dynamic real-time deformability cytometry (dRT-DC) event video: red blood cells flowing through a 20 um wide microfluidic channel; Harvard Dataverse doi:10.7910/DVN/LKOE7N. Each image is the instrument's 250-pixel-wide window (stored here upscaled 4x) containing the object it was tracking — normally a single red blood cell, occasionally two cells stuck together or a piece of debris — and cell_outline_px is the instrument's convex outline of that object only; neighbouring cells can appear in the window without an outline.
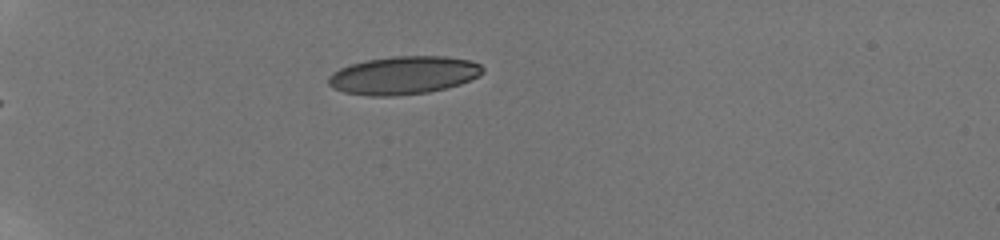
{"species": "human", "species_latin": "Homo sapiens", "temperature_condition": "room temperature", "stored_images_in_passage": 39, "camera_frame_rate_fps": 3000, "um_per_image_px": 0.085, "donor": {"sex": "male"}, "frame": {"image": 1, "passage_image": 1, "time_ms": 0.0, "image_size_px": [1000, 240], "cell_outline_px": [[484, 72], [480, 76], [460, 84], [428, 92], [392, 96], [372, 96], [344, 92], [332, 88], [328, 84], [328, 76], [332, 72], [340, 68], [364, 60], [392, 56], [444, 56], [468, 60], [480, 64], [484, 68]], "centroid_in_image_um": [34.29, 6.39], "position_along_channel_um": 50.7, "area_um2": 34.28}}
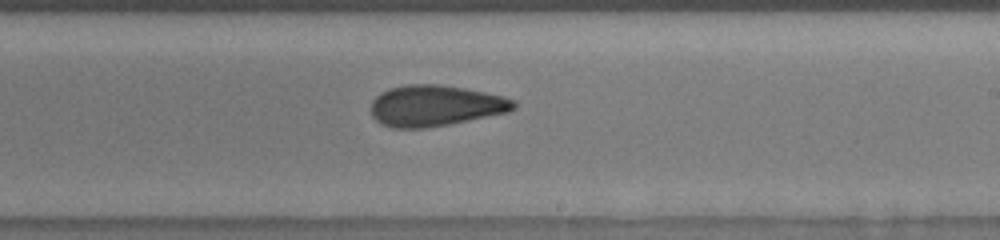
{"frame": {"image": 2, "passage_image": 20, "time_ms": 6.333, "image_size_px": [1000, 240], "cell_outline_px": [[516, 108], [508, 112], [448, 124], [424, 128], [392, 128], [380, 124], [372, 116], [372, 100], [380, 92], [388, 88], [404, 84], [440, 84], [464, 88], [504, 96], [516, 100]], "centroid_in_image_um": [36.98, 8.97], "position_along_channel_um": 252.0, "area_um2": 34.28}}
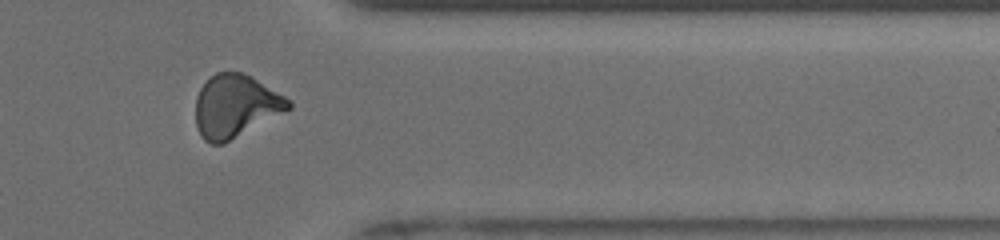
{"frame": {"image": 3, "passage_image": 31, "time_ms": 10.0, "image_size_px": [1000, 240], "cell_outline_px": [[292, 108], [224, 144], [212, 144], [204, 140], [200, 136], [196, 124], [196, 96], [200, 88], [216, 72], [244, 72], [252, 76], [292, 100]], "centroid_in_image_um": [20.03, 9.02], "position_along_channel_um": 391.4, "area_um2": 34.16}, "authors_computed_cell_mechanics": {"area_um2": 33.6396, "velocity_mm_per_s": 3.9, "shape_relaxation_time_tau1_ms": 8.5177, "shape_relaxation_time_tau2_ms": 1.86, "deformation_change_tau1": 0.1766, "deformation_change_tau2": 0.0854}}